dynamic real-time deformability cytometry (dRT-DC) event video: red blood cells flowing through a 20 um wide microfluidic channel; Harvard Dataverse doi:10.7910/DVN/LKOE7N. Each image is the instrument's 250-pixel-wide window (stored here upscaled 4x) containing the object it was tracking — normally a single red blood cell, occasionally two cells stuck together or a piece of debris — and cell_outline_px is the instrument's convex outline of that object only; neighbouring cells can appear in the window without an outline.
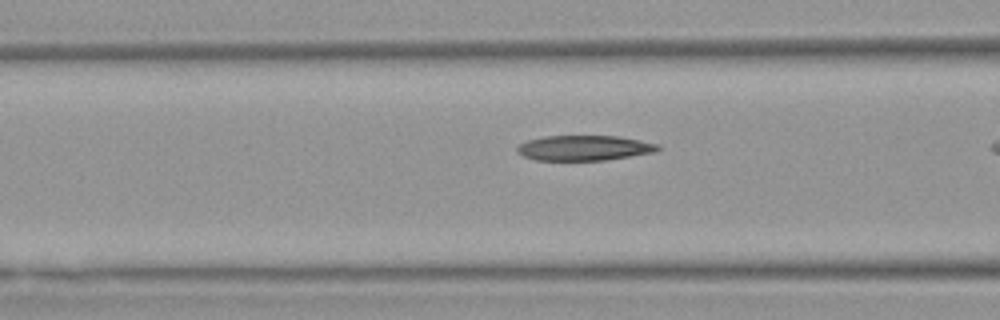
{"species": "Egyptian fruit bat (a non-hibernating species)", "species_latin": "Rousettus aegyptiacus", "temperature_condition": "warm", "stored_images_in_passage": 10, "camera_frame_rate_fps": 3000, "um_per_image_px": 0.085, "animal": {"sex": "female"}, "frame": {"image": 1, "passage_image": 5, "time_ms": 1.333, "image_size_px": [1000, 320], "cell_outline_px": [[660, 148], [656, 152], [604, 160], [536, 160], [524, 156], [516, 152], [516, 148], [520, 144], [528, 140], [544, 136], [620, 136], [660, 144]], "centroid_in_image_um": [49.67, 12.57], "position_along_channel_um": 116.9, "area_um2": 20.63}}
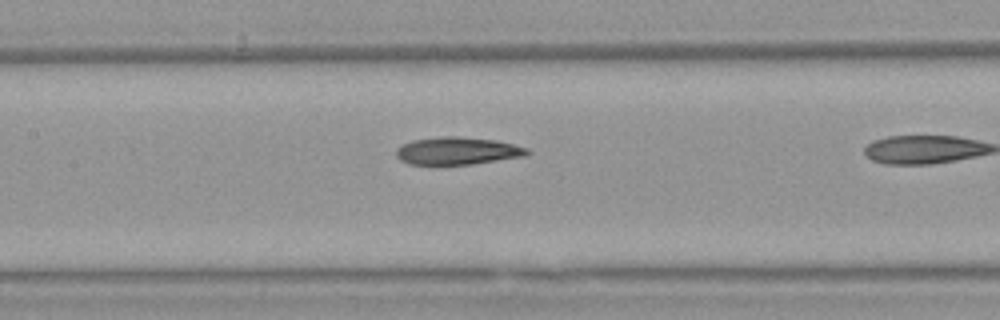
{"frame": {"image": 2, "passage_image": 9, "time_ms": 2.667, "image_size_px": [1000, 320], "cell_outline_px": [[532, 152], [524, 156], [472, 164], [408, 164], [400, 160], [396, 156], [396, 148], [412, 140], [440, 136], [460, 136], [496, 140], [528, 148]], "centroid_in_image_um": [38.88, 12.81], "position_along_channel_um": 168.5, "area_um2": 21.04}}